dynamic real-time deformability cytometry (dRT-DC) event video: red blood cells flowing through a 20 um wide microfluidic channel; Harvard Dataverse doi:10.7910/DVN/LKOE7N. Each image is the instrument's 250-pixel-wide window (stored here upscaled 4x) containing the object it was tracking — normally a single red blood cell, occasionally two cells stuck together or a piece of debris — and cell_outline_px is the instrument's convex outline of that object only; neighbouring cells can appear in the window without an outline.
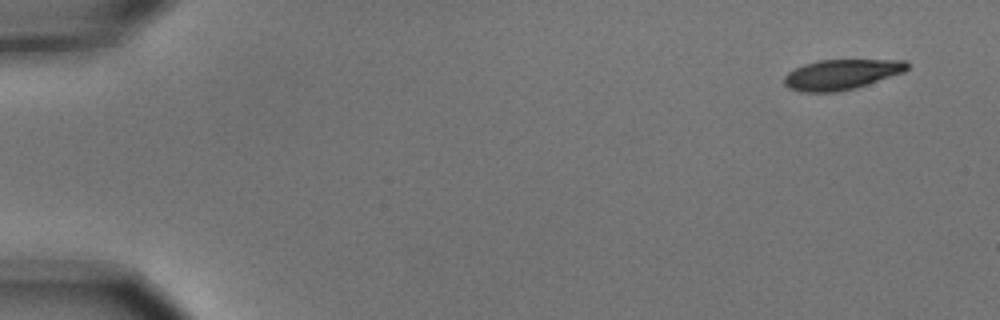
{"species": "common noctule bat (a hibernating species)", "species_latin": "Nyctalus noctula", "temperature_condition": "cold", "stored_images_in_passage": 6, "camera_frame_rate_fps": 3000, "um_per_image_px": 0.085, "animal": {"sex": "male", "body_mass_g": 15.6}, "frame": {"image": 1, "passage_image": 1, "time_ms": 0.0, "image_size_px": [1000, 320], "cell_outline_px": [[908, 68], [904, 72], [856, 88], [836, 92], [800, 92], [788, 88], [784, 84], [784, 76], [788, 72], [804, 64], [816, 60], [908, 60]], "centroid_in_image_um": [71.5, 6.33], "position_along_channel_um": 13.5, "area_um2": 21.73}}
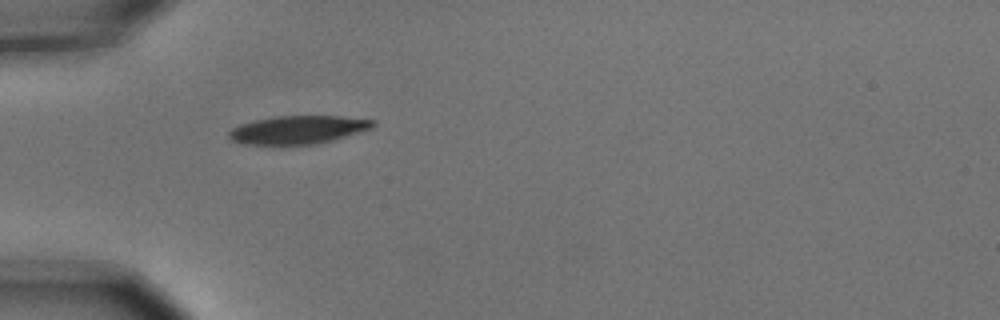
{"frame": {"image": 2, "passage_image": 5, "time_ms": 1.333, "image_size_px": [1000, 320], "cell_outline_px": [[376, 124], [372, 128], [332, 140], [316, 144], [244, 144], [232, 140], [228, 136], [228, 132], [232, 128], [240, 124], [256, 120], [276, 116], [340, 116], [376, 120]], "centroid_in_image_um": [25.34, 11.02], "position_along_channel_um": 59.7, "area_um2": 23.47}}
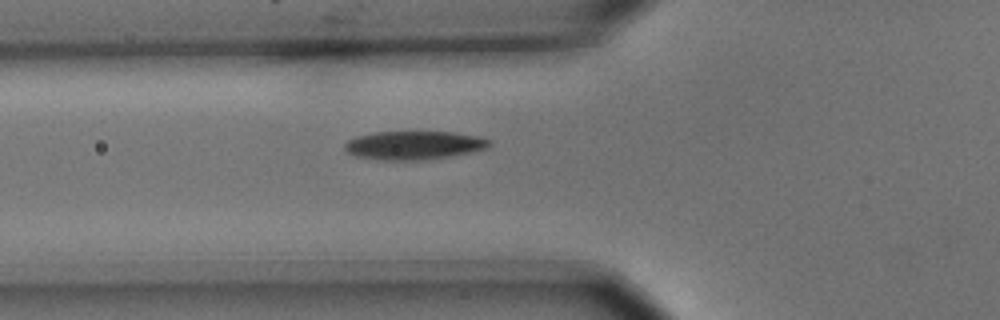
{"frame": {"image": 3, "passage_image": 6, "time_ms": 1.667, "image_size_px": [1000, 320], "cell_outline_px": [[492, 144], [488, 148], [456, 156], [420, 160], [380, 160], [352, 156], [344, 148], [344, 144], [348, 140], [356, 136], [376, 132], [452, 132], [480, 136], [492, 140]], "centroid_in_image_um": [35.22, 12.35], "position_along_channel_um": 90.6, "area_um2": 24.45}}